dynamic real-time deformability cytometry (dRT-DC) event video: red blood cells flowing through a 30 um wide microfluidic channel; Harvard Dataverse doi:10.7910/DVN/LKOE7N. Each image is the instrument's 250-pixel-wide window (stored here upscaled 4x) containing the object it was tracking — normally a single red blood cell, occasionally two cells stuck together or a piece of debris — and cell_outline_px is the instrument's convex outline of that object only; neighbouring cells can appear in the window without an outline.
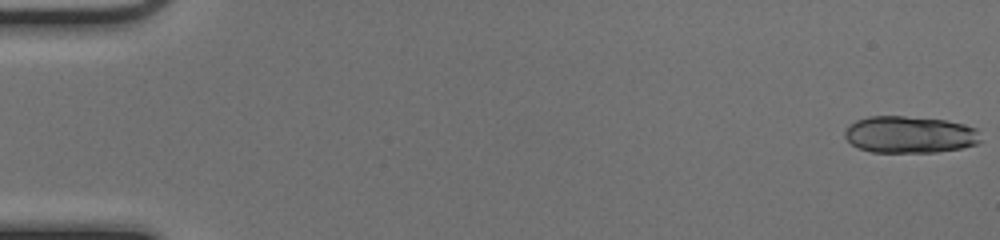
{"species": "common noctule bat (a hibernating species)", "species_latin": "Nyctalus noctula", "temperature_condition": "cold", "stored_images_in_passage": 51, "segment_of_instrument_passage": [1, 2], "camera_frame_rate_fps": 3000, "um_per_image_px": 0.085, "animal": {"sex": "female", "body_mass_g": 17.0, "forearm_length_mm": 48.0}, "frame": {"image": 1, "passage_image": 1, "time_ms": 0.0, "image_size_px": [1000, 240], "cell_outline_px": [[980, 140], [976, 144], [960, 148], [936, 152], [872, 152], [860, 148], [852, 144], [844, 136], [844, 132], [848, 124], [856, 120], [868, 116], [904, 116], [944, 120], [964, 124], [976, 128]], "centroid_in_image_um": [77.29, 11.43], "position_along_channel_um": 7.7, "area_um2": 29.13}}